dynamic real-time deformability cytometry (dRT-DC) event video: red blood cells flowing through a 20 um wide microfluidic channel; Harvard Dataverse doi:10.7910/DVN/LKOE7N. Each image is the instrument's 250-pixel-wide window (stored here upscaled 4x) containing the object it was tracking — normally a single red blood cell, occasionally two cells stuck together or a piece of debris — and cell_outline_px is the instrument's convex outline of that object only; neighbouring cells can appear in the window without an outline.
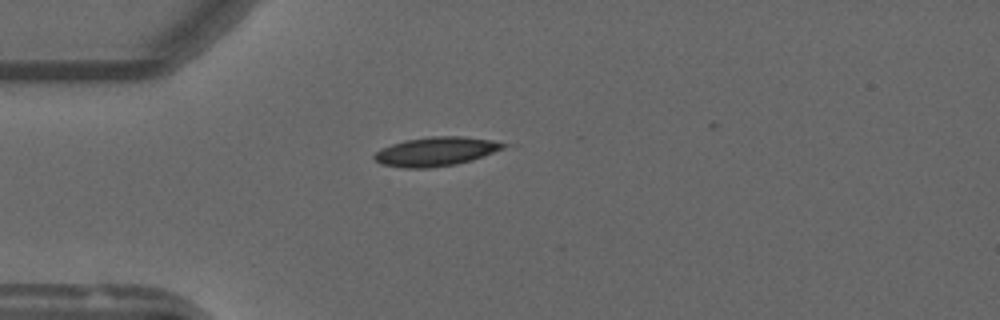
{"species": "common noctule bat (a hibernating species)", "species_latin": "Nyctalus noctula", "temperature_condition": "warm", "stored_images_in_passage": 21, "camera_frame_rate_fps": 3000, "um_per_image_px": 0.085, "animal": {"sex": "male", "forearm_length_mm": 52.5}, "frame": {"image": 1, "passage_image": 15, "time_ms": 4.667, "image_size_px": [1000, 320], "cell_outline_px": [[504, 148], [484, 156], [472, 160], [456, 164], [432, 168], [404, 168], [380, 164], [372, 156], [376, 152], [392, 144], [404, 140], [432, 136], [464, 136], [492, 140], [504, 144]], "centroid_in_image_um": [37.03, 12.88], "position_along_channel_um": 48.0, "area_um2": 21.73}}